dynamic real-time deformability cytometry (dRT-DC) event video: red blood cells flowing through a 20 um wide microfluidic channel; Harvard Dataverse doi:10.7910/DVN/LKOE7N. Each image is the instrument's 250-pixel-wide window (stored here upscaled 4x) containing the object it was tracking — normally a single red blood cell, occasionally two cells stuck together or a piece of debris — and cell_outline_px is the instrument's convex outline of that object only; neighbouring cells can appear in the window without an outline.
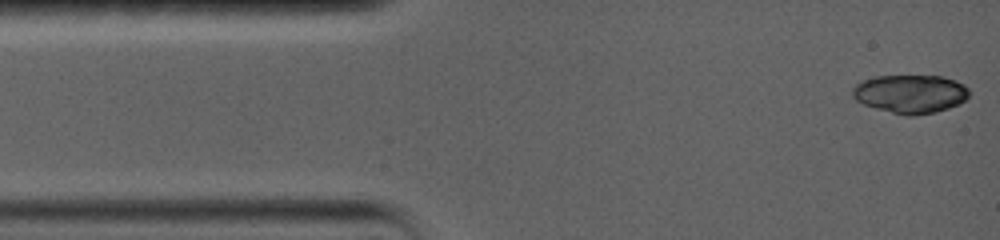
{"species": "common noctule bat (a hibernating species)", "species_latin": "Nyctalus noctula", "temperature_condition": "warm", "stored_images_in_passage": 5, "camera_frame_rate_fps": 5000, "um_per_image_px": 0.085, "animal": {"sex": "female", "body_mass_g": 19.0, "forearm_length_mm": 56.7}, "frame": {"image": 1, "passage_image": 1, "time_ms": 0.0, "image_size_px": [1000, 240], "cell_outline_px": [[968, 96], [964, 100], [948, 108], [936, 112], [916, 116], [908, 116], [876, 108], [864, 104], [856, 100], [852, 96], [852, 88], [860, 80], [876, 76], [944, 76], [956, 80], [964, 84], [968, 88]], "centroid_in_image_um": [77.36, 7.97], "position_along_channel_um": 7.6, "area_um2": 26.18}}
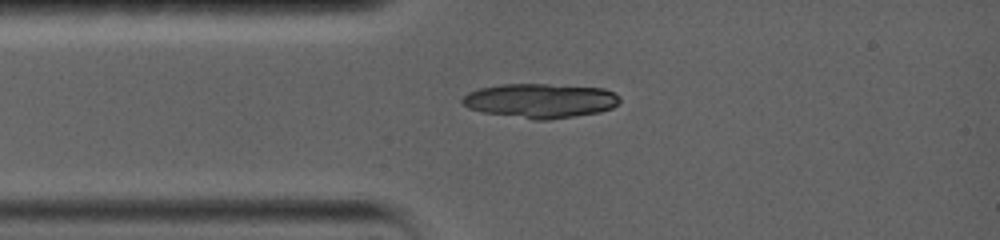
{"frame": {"image": 2, "passage_image": 5, "time_ms": 2.8, "image_size_px": [1000, 240], "cell_outline_px": [[620, 100], [612, 108], [600, 112], [548, 120], [532, 120], [484, 112], [468, 108], [460, 104], [460, 100], [468, 92], [480, 88], [500, 84], [548, 84], [604, 88], [620, 96]], "centroid_in_image_um": [45.89, 8.56], "position_along_channel_um": 39.1, "area_um2": 31.73}}